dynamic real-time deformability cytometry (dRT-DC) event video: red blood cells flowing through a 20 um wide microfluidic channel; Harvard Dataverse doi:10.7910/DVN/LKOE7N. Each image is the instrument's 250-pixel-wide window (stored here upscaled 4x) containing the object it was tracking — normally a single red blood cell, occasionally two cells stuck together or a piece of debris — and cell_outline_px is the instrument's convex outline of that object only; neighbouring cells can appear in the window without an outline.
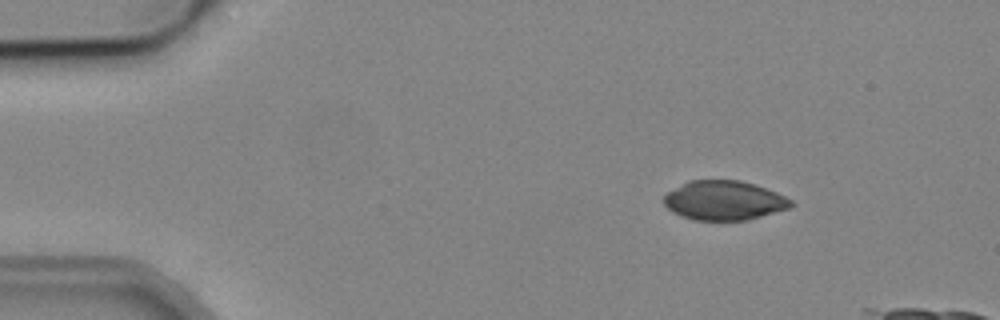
{"species": "common noctule bat (a hibernating species)", "species_latin": "Nyctalus noctula", "temperature_condition": "cold", "stored_images_in_passage": 3, "camera_frame_rate_fps": 3000, "um_per_image_px": 0.085, "animal": {"sex": "male", "body_mass_g": 19.2, "forearm_length_mm": 51.8}, "frame": {"image": 1, "passage_image": 1, "time_ms": 0.0, "image_size_px": [1000, 320], "cell_outline_px": [[796, 204], [788, 208], [748, 220], [692, 220], [672, 212], [664, 204], [664, 196], [668, 192], [688, 180], [740, 180], [776, 192], [792, 200]], "centroid_in_image_um": [61.54, 17.04], "position_along_channel_um": 23.5, "area_um2": 29.02}}